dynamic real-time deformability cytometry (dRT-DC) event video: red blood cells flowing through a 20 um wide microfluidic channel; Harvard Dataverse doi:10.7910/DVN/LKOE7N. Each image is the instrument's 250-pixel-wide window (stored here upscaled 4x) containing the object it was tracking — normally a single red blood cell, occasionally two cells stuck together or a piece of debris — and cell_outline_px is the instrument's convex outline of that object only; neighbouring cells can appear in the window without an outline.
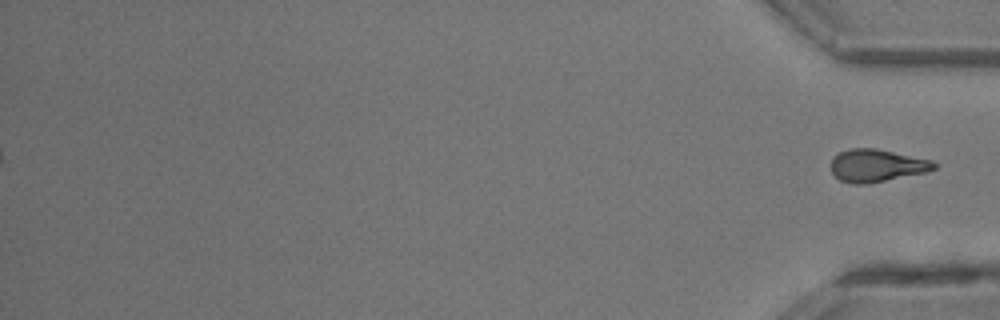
{"species": "common noctule bat (a hibernating species)", "species_latin": "Nyctalus noctula", "temperature_condition": "room temperature", "stored_images_in_passage": 30, "segment_of_instrument_passage": [2, 2], "camera_frame_rate_fps": 3000, "um_per_image_px": 0.085, "animal": {"sex": "male", "body_mass_g": 13.3}, "frame": {"image": 1, "passage_image": 30, "time_ms": 9.667, "image_size_px": [1000, 320], "cell_outline_px": [[936, 168], [924, 172], [868, 184], [852, 184], [840, 180], [832, 172], [832, 160], [840, 152], [848, 148], [876, 148], [932, 160], [936, 164]], "centroid_in_image_um": [74.51, 14.07], "position_along_channel_um": 360.7, "area_um2": 19.36}}